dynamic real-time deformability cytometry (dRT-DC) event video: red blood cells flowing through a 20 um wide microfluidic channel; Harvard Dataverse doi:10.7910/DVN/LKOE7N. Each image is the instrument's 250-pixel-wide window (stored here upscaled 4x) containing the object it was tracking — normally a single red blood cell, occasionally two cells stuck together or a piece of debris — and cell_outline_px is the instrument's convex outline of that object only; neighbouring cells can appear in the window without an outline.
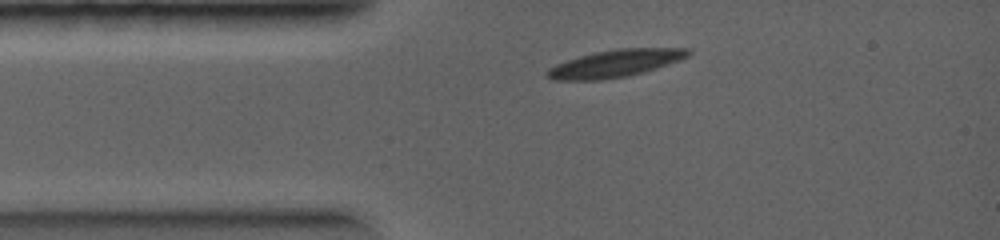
{"species": "common noctule bat (a hibernating species)", "species_latin": "Nyctalus noctula", "temperature_condition": "warm", "stored_images_in_passage": 5, "camera_frame_rate_fps": 5000, "um_per_image_px": 0.085, "animal": {"sex": "female", "body_mass_g": 19.0, "forearm_length_mm": 56.7}, "frame": {"image": 1, "passage_image": 1, "time_ms": 0.0, "image_size_px": [1000, 240], "cell_outline_px": [[692, 52], [688, 56], [680, 60], [644, 72], [628, 76], [600, 80], [556, 80], [548, 76], [544, 72], [548, 68], [556, 64], [580, 56], [596, 52], [620, 48], [688, 48]], "centroid_in_image_um": [52.31, 5.39], "position_along_channel_um": 32.7, "area_um2": 22.31}}
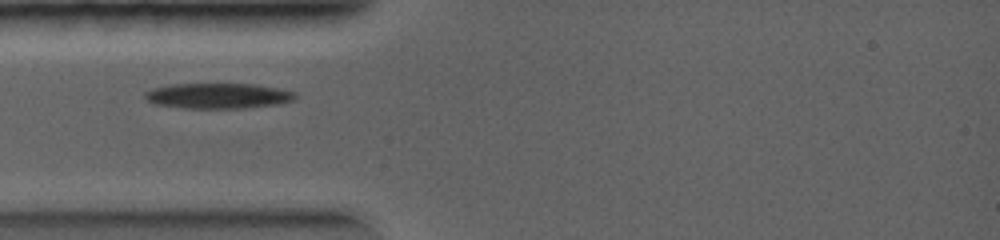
{"frame": {"image": 2, "passage_image": 3, "time_ms": 0.8, "image_size_px": [1000, 240], "cell_outline_px": [[296, 96], [292, 100], [280, 104], [244, 108], [184, 108], [156, 104], [148, 100], [144, 96], [144, 92], [156, 88], [172, 84], [252, 84], [276, 88], [296, 92]], "centroid_in_image_um": [18.55, 8.15], "position_along_channel_um": 66.4, "area_um2": 22.02}}